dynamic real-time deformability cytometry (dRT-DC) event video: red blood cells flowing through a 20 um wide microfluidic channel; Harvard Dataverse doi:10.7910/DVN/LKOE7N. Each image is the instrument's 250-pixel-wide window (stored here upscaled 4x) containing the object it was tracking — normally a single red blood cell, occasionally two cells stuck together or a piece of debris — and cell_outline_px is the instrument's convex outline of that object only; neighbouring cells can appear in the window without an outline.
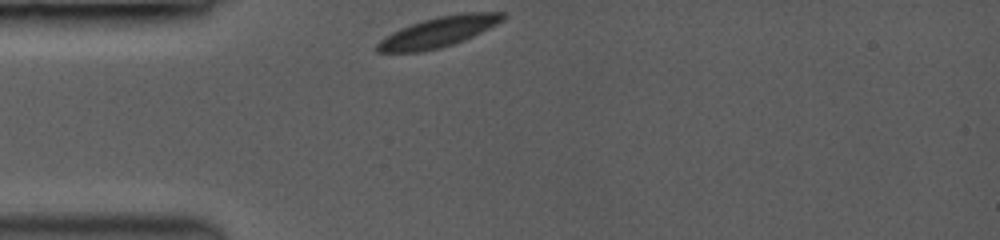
{"species": "common noctule bat (a hibernating species)", "species_latin": "Nyctalus noctula", "temperature_condition": "room temperature", "stored_images_in_passage": 36, "camera_frame_rate_fps": 3500, "um_per_image_px": 0.085, "animal": {"sex": "female", "body_mass_g": 19.0, "forearm_length_mm": 53.3}, "frame": {"image": 1, "passage_image": 1, "time_ms": 0.0, "image_size_px": [1000, 240], "cell_outline_px": [[508, 16], [504, 20], [464, 40], [440, 48], [420, 52], [376, 52], [376, 44], [384, 36], [400, 28], [436, 16], [464, 12], [508, 12]], "centroid_in_image_um": [37.28, 2.7], "position_along_channel_um": 47.7, "area_um2": 22.2}}
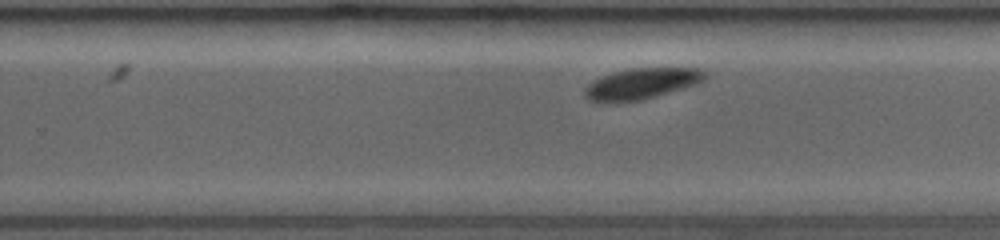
{"frame": {"image": 2, "passage_image": 23, "time_ms": 6.286, "image_size_px": [1000, 240], "cell_outline_px": [[704, 76], [700, 80], [692, 84], [680, 88], [652, 96], [636, 100], [592, 100], [584, 96], [584, 88], [596, 80], [612, 72], [632, 68], [700, 68], [704, 72]], "centroid_in_image_um": [54.5, 7.06], "position_along_channel_um": 275.3, "area_um2": 20.23}}
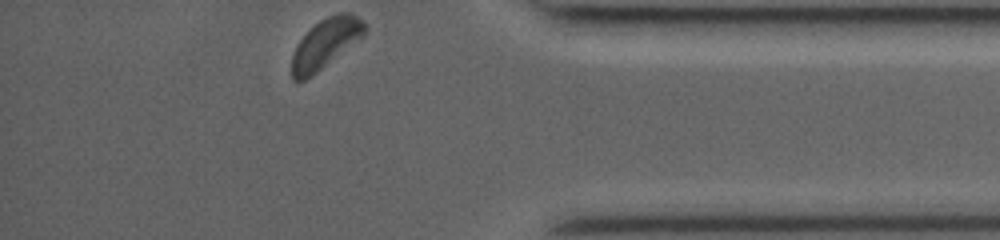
{"frame": {"image": 3, "passage_image": 36, "time_ms": 10.0, "image_size_px": [1000, 240], "cell_outline_px": [[368, 28], [364, 36], [312, 76], [304, 80], [292, 80], [292, 56], [300, 40], [320, 20], [328, 16], [340, 12], [348, 12], [364, 20]], "centroid_in_image_um": [27.72, 3.68], "position_along_channel_um": 407.5, "area_um2": 20.81}, "authors_computed_cell_mechanics": {"area_um2": 21.3571, "velocity_mm_per_s": 3.8514, "shape_relaxation_time_tau1_ms": 3.8468, "shape_relaxation_time_tau2_ms": null, "deformation_change_tau1": 0.1233, "deformation_change_tau2": null}}